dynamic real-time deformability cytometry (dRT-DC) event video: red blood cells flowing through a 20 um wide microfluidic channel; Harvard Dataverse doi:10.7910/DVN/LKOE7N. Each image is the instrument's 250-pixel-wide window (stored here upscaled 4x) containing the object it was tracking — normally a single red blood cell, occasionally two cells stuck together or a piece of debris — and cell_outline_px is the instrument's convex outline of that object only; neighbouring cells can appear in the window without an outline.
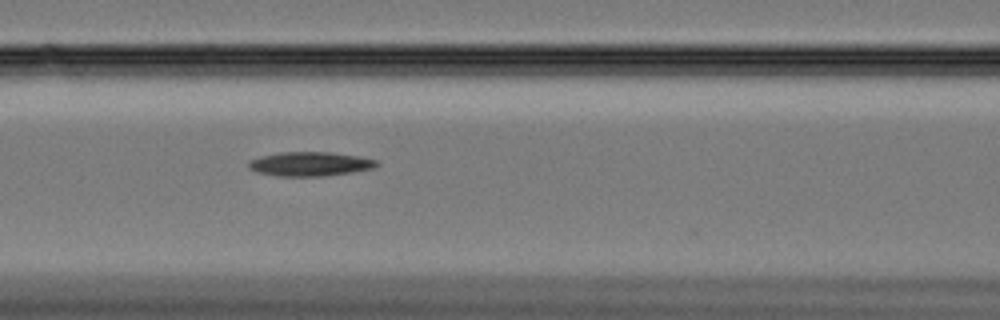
{"species": "Egyptian fruit bat (a non-hibernating species)", "species_latin": "Rousettus aegyptiacus", "temperature_condition": "cold", "stored_images_in_passage": 34, "camera_frame_rate_fps": 3000, "um_per_image_px": 0.085, "animal": {"sex": "female"}, "frame": {"image": 1, "passage_image": 6, "time_ms": 1.667, "image_size_px": [1000, 320], "cell_outline_px": [[380, 164], [376, 168], [352, 172], [324, 176], [280, 176], [256, 172], [248, 168], [248, 160], [260, 156], [280, 152], [332, 152], [360, 156], [376, 160]], "centroid_in_image_um": [26.36, 13.93], "position_along_channel_um": 140.2, "area_um2": 18.26}}
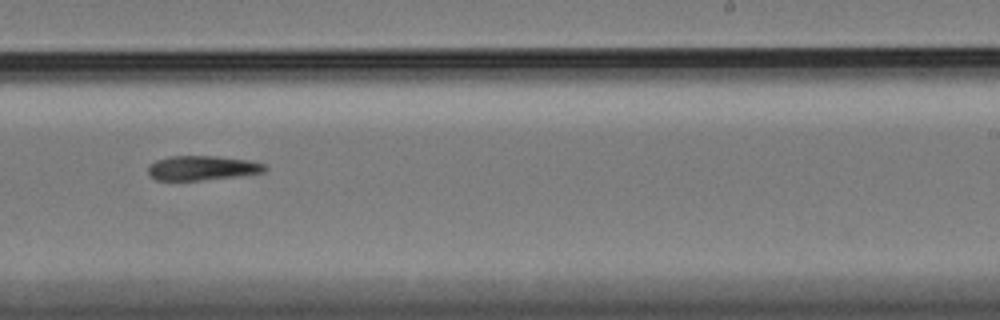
{"frame": {"image": 2, "passage_image": 18, "time_ms": 5.667, "image_size_px": [1000, 320], "cell_outline_px": [[268, 168], [264, 172], [200, 180], [156, 180], [148, 172], [148, 168], [156, 160], [168, 156], [216, 156], [248, 160], [264, 164]], "centroid_in_image_um": [17.17, 14.26], "position_along_channel_um": 271.8, "area_um2": 16.36}}
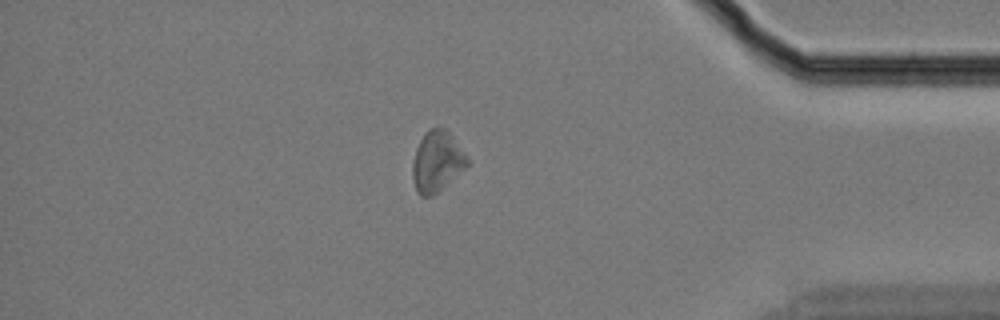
{"frame": {"image": 3, "passage_image": 32, "time_ms": 10.333, "image_size_px": [1000, 320], "cell_outline_px": [[468, 164], [464, 168], [432, 196], [420, 196], [416, 192], [412, 176], [412, 164], [416, 148], [420, 140], [428, 128], [444, 128], [452, 136], [468, 156]], "centroid_in_image_um": [37.11, 13.72], "position_along_channel_um": 398.1, "area_um2": 19.07}}